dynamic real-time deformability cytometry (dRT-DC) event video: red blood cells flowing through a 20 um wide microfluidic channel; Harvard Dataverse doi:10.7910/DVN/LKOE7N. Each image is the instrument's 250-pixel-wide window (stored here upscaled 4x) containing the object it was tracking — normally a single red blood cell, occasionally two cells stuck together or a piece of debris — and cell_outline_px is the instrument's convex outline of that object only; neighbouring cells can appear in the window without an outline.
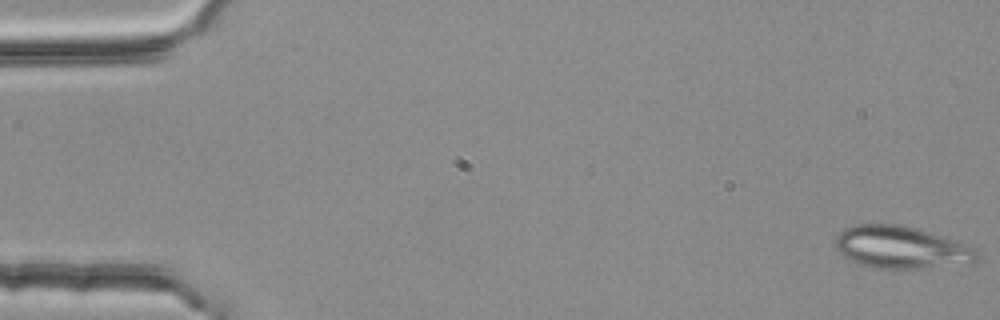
{"species": "common noctule bat (a hibernating species)", "species_latin": "Nyctalus noctula", "temperature_condition": "room temperature", "stored_images_in_passage": 5, "camera_frame_rate_fps": 3000, "um_per_image_px": 0.085, "animal": {"sex": "female", "body_mass_g": 25.1}, "frame": {"image": 1, "passage_image": 1, "time_ms": 0.0, "image_size_px": [1000, 320], "cell_outline_px": [[980, 260], [976, 264], [916, 268], [876, 268], [860, 264], [844, 256], [836, 248], [836, 236], [844, 228], [856, 224], [900, 224], [916, 228], [952, 240], [972, 248], [980, 252]], "centroid_in_image_um": [76.63, 21.04], "position_along_channel_um": 8.4, "area_um2": 34.8}}